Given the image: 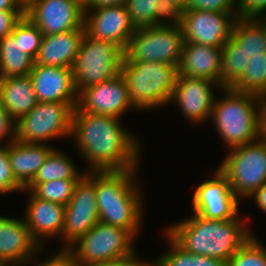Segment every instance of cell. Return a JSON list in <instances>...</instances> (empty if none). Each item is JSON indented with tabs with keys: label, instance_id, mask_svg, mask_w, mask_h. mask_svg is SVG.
<instances>
[{
	"label": "cell",
	"instance_id": "816d5d0a",
	"mask_svg": "<svg viewBox=\"0 0 266 266\" xmlns=\"http://www.w3.org/2000/svg\"><path fill=\"white\" fill-rule=\"evenodd\" d=\"M0 266H13V265L0 261Z\"/></svg>",
	"mask_w": 266,
	"mask_h": 266
},
{
	"label": "cell",
	"instance_id": "30bf717a",
	"mask_svg": "<svg viewBox=\"0 0 266 266\" xmlns=\"http://www.w3.org/2000/svg\"><path fill=\"white\" fill-rule=\"evenodd\" d=\"M237 12L184 10L176 16L184 42L222 47L232 34Z\"/></svg>",
	"mask_w": 266,
	"mask_h": 266
},
{
	"label": "cell",
	"instance_id": "cb8c5ba5",
	"mask_svg": "<svg viewBox=\"0 0 266 266\" xmlns=\"http://www.w3.org/2000/svg\"><path fill=\"white\" fill-rule=\"evenodd\" d=\"M0 102L15 122L28 114L38 103L29 75L1 78Z\"/></svg>",
	"mask_w": 266,
	"mask_h": 266
},
{
	"label": "cell",
	"instance_id": "74e56055",
	"mask_svg": "<svg viewBox=\"0 0 266 266\" xmlns=\"http://www.w3.org/2000/svg\"><path fill=\"white\" fill-rule=\"evenodd\" d=\"M237 17L260 18L266 11V0H237ZM266 14V13H265Z\"/></svg>",
	"mask_w": 266,
	"mask_h": 266
},
{
	"label": "cell",
	"instance_id": "4dcf8cb0",
	"mask_svg": "<svg viewBox=\"0 0 266 266\" xmlns=\"http://www.w3.org/2000/svg\"><path fill=\"white\" fill-rule=\"evenodd\" d=\"M143 206L105 207L99 212V221L129 231L134 237L141 230Z\"/></svg>",
	"mask_w": 266,
	"mask_h": 266
},
{
	"label": "cell",
	"instance_id": "60d3db41",
	"mask_svg": "<svg viewBox=\"0 0 266 266\" xmlns=\"http://www.w3.org/2000/svg\"><path fill=\"white\" fill-rule=\"evenodd\" d=\"M37 266H80L75 257L67 250L60 249L47 260L37 263Z\"/></svg>",
	"mask_w": 266,
	"mask_h": 266
},
{
	"label": "cell",
	"instance_id": "7402d4cb",
	"mask_svg": "<svg viewBox=\"0 0 266 266\" xmlns=\"http://www.w3.org/2000/svg\"><path fill=\"white\" fill-rule=\"evenodd\" d=\"M222 47L184 42L178 75L205 78L220 85Z\"/></svg>",
	"mask_w": 266,
	"mask_h": 266
},
{
	"label": "cell",
	"instance_id": "bcb514c9",
	"mask_svg": "<svg viewBox=\"0 0 266 266\" xmlns=\"http://www.w3.org/2000/svg\"><path fill=\"white\" fill-rule=\"evenodd\" d=\"M164 3L169 8V10L177 16L185 10V5L187 0H164Z\"/></svg>",
	"mask_w": 266,
	"mask_h": 266
},
{
	"label": "cell",
	"instance_id": "f546056e",
	"mask_svg": "<svg viewBox=\"0 0 266 266\" xmlns=\"http://www.w3.org/2000/svg\"><path fill=\"white\" fill-rule=\"evenodd\" d=\"M231 89L266 98V54L252 56Z\"/></svg>",
	"mask_w": 266,
	"mask_h": 266
},
{
	"label": "cell",
	"instance_id": "5b68a950",
	"mask_svg": "<svg viewBox=\"0 0 266 266\" xmlns=\"http://www.w3.org/2000/svg\"><path fill=\"white\" fill-rule=\"evenodd\" d=\"M184 39L178 22L136 29L124 50L123 62H163L178 67Z\"/></svg>",
	"mask_w": 266,
	"mask_h": 266
},
{
	"label": "cell",
	"instance_id": "8fae6325",
	"mask_svg": "<svg viewBox=\"0 0 266 266\" xmlns=\"http://www.w3.org/2000/svg\"><path fill=\"white\" fill-rule=\"evenodd\" d=\"M99 221L94 182L84 173L65 206L61 249H68Z\"/></svg>",
	"mask_w": 266,
	"mask_h": 266
},
{
	"label": "cell",
	"instance_id": "6da1fadb",
	"mask_svg": "<svg viewBox=\"0 0 266 266\" xmlns=\"http://www.w3.org/2000/svg\"><path fill=\"white\" fill-rule=\"evenodd\" d=\"M120 119L86 113L78 106L73 109L70 139L89 163V171L138 169L141 145Z\"/></svg>",
	"mask_w": 266,
	"mask_h": 266
},
{
	"label": "cell",
	"instance_id": "b9f144b4",
	"mask_svg": "<svg viewBox=\"0 0 266 266\" xmlns=\"http://www.w3.org/2000/svg\"><path fill=\"white\" fill-rule=\"evenodd\" d=\"M127 0H90L88 6L83 10H93L111 6H126Z\"/></svg>",
	"mask_w": 266,
	"mask_h": 266
},
{
	"label": "cell",
	"instance_id": "d590c367",
	"mask_svg": "<svg viewBox=\"0 0 266 266\" xmlns=\"http://www.w3.org/2000/svg\"><path fill=\"white\" fill-rule=\"evenodd\" d=\"M24 191V187L16 180L8 160L7 146L0 147V194Z\"/></svg>",
	"mask_w": 266,
	"mask_h": 266
},
{
	"label": "cell",
	"instance_id": "9c48e42d",
	"mask_svg": "<svg viewBox=\"0 0 266 266\" xmlns=\"http://www.w3.org/2000/svg\"><path fill=\"white\" fill-rule=\"evenodd\" d=\"M78 103L38 102L16 122V140L45 144L58 137H71L72 113Z\"/></svg>",
	"mask_w": 266,
	"mask_h": 266
},
{
	"label": "cell",
	"instance_id": "d4e9b609",
	"mask_svg": "<svg viewBox=\"0 0 266 266\" xmlns=\"http://www.w3.org/2000/svg\"><path fill=\"white\" fill-rule=\"evenodd\" d=\"M126 8L135 29L176 20L164 0H127Z\"/></svg>",
	"mask_w": 266,
	"mask_h": 266
},
{
	"label": "cell",
	"instance_id": "ba28073f",
	"mask_svg": "<svg viewBox=\"0 0 266 266\" xmlns=\"http://www.w3.org/2000/svg\"><path fill=\"white\" fill-rule=\"evenodd\" d=\"M134 236L127 230L98 221L67 250L80 266L136 256Z\"/></svg>",
	"mask_w": 266,
	"mask_h": 266
},
{
	"label": "cell",
	"instance_id": "ee69618b",
	"mask_svg": "<svg viewBox=\"0 0 266 266\" xmlns=\"http://www.w3.org/2000/svg\"><path fill=\"white\" fill-rule=\"evenodd\" d=\"M250 197L254 198L257 207L266 213V183L258 188Z\"/></svg>",
	"mask_w": 266,
	"mask_h": 266
},
{
	"label": "cell",
	"instance_id": "277c9868",
	"mask_svg": "<svg viewBox=\"0 0 266 266\" xmlns=\"http://www.w3.org/2000/svg\"><path fill=\"white\" fill-rule=\"evenodd\" d=\"M121 74L128 85L136 110L170 104L178 77V67L163 62H122Z\"/></svg>",
	"mask_w": 266,
	"mask_h": 266
},
{
	"label": "cell",
	"instance_id": "7bdbcfd3",
	"mask_svg": "<svg viewBox=\"0 0 266 266\" xmlns=\"http://www.w3.org/2000/svg\"><path fill=\"white\" fill-rule=\"evenodd\" d=\"M138 262L139 258L137 256H130L89 266H135Z\"/></svg>",
	"mask_w": 266,
	"mask_h": 266
},
{
	"label": "cell",
	"instance_id": "d6986e66",
	"mask_svg": "<svg viewBox=\"0 0 266 266\" xmlns=\"http://www.w3.org/2000/svg\"><path fill=\"white\" fill-rule=\"evenodd\" d=\"M28 75L38 102L78 103L72 69L33 65Z\"/></svg>",
	"mask_w": 266,
	"mask_h": 266
},
{
	"label": "cell",
	"instance_id": "52a82bcc",
	"mask_svg": "<svg viewBox=\"0 0 266 266\" xmlns=\"http://www.w3.org/2000/svg\"><path fill=\"white\" fill-rule=\"evenodd\" d=\"M229 150L218 168L239 200L249 198L266 183V134Z\"/></svg>",
	"mask_w": 266,
	"mask_h": 266
},
{
	"label": "cell",
	"instance_id": "5bb4252c",
	"mask_svg": "<svg viewBox=\"0 0 266 266\" xmlns=\"http://www.w3.org/2000/svg\"><path fill=\"white\" fill-rule=\"evenodd\" d=\"M82 111L120 118L128 109H136L129 98L128 85L120 73L115 78L86 87L78 94ZM130 107V108H129Z\"/></svg>",
	"mask_w": 266,
	"mask_h": 266
},
{
	"label": "cell",
	"instance_id": "e0dca14e",
	"mask_svg": "<svg viewBox=\"0 0 266 266\" xmlns=\"http://www.w3.org/2000/svg\"><path fill=\"white\" fill-rule=\"evenodd\" d=\"M85 35L107 40L123 50L135 32L126 6H111L84 12Z\"/></svg>",
	"mask_w": 266,
	"mask_h": 266
},
{
	"label": "cell",
	"instance_id": "3957f363",
	"mask_svg": "<svg viewBox=\"0 0 266 266\" xmlns=\"http://www.w3.org/2000/svg\"><path fill=\"white\" fill-rule=\"evenodd\" d=\"M224 98L214 101L210 119L229 149L251 143L265 134L266 101L253 94L222 88Z\"/></svg>",
	"mask_w": 266,
	"mask_h": 266
},
{
	"label": "cell",
	"instance_id": "7dc6e473",
	"mask_svg": "<svg viewBox=\"0 0 266 266\" xmlns=\"http://www.w3.org/2000/svg\"><path fill=\"white\" fill-rule=\"evenodd\" d=\"M135 266H162L160 264V262L158 260L155 259V261L153 262H145V261H142L141 259L139 260V262L135 265Z\"/></svg>",
	"mask_w": 266,
	"mask_h": 266
},
{
	"label": "cell",
	"instance_id": "681fc988",
	"mask_svg": "<svg viewBox=\"0 0 266 266\" xmlns=\"http://www.w3.org/2000/svg\"><path fill=\"white\" fill-rule=\"evenodd\" d=\"M35 0H19V2L22 4L24 8H27L32 2Z\"/></svg>",
	"mask_w": 266,
	"mask_h": 266
},
{
	"label": "cell",
	"instance_id": "f6af8a7d",
	"mask_svg": "<svg viewBox=\"0 0 266 266\" xmlns=\"http://www.w3.org/2000/svg\"><path fill=\"white\" fill-rule=\"evenodd\" d=\"M0 11H25L19 0H0Z\"/></svg>",
	"mask_w": 266,
	"mask_h": 266
},
{
	"label": "cell",
	"instance_id": "7c38bea8",
	"mask_svg": "<svg viewBox=\"0 0 266 266\" xmlns=\"http://www.w3.org/2000/svg\"><path fill=\"white\" fill-rule=\"evenodd\" d=\"M137 169L123 171H87L94 182L98 213L105 207L144 206L136 183ZM135 179V180H134Z\"/></svg>",
	"mask_w": 266,
	"mask_h": 266
},
{
	"label": "cell",
	"instance_id": "e575fe53",
	"mask_svg": "<svg viewBox=\"0 0 266 266\" xmlns=\"http://www.w3.org/2000/svg\"><path fill=\"white\" fill-rule=\"evenodd\" d=\"M227 266H266V247L252 235L228 260Z\"/></svg>",
	"mask_w": 266,
	"mask_h": 266
},
{
	"label": "cell",
	"instance_id": "f1b7e54d",
	"mask_svg": "<svg viewBox=\"0 0 266 266\" xmlns=\"http://www.w3.org/2000/svg\"><path fill=\"white\" fill-rule=\"evenodd\" d=\"M249 59L232 37L222 46L221 88H231L241 78Z\"/></svg>",
	"mask_w": 266,
	"mask_h": 266
},
{
	"label": "cell",
	"instance_id": "9a60e30c",
	"mask_svg": "<svg viewBox=\"0 0 266 266\" xmlns=\"http://www.w3.org/2000/svg\"><path fill=\"white\" fill-rule=\"evenodd\" d=\"M25 16L43 35L84 28V11L71 0H35L25 8Z\"/></svg>",
	"mask_w": 266,
	"mask_h": 266
},
{
	"label": "cell",
	"instance_id": "8d00e7d4",
	"mask_svg": "<svg viewBox=\"0 0 266 266\" xmlns=\"http://www.w3.org/2000/svg\"><path fill=\"white\" fill-rule=\"evenodd\" d=\"M237 0H187L185 10L237 12Z\"/></svg>",
	"mask_w": 266,
	"mask_h": 266
},
{
	"label": "cell",
	"instance_id": "484cf974",
	"mask_svg": "<svg viewBox=\"0 0 266 266\" xmlns=\"http://www.w3.org/2000/svg\"><path fill=\"white\" fill-rule=\"evenodd\" d=\"M231 37L249 58L266 54L265 27L257 18L237 17L232 27Z\"/></svg>",
	"mask_w": 266,
	"mask_h": 266
},
{
	"label": "cell",
	"instance_id": "44dd1931",
	"mask_svg": "<svg viewBox=\"0 0 266 266\" xmlns=\"http://www.w3.org/2000/svg\"><path fill=\"white\" fill-rule=\"evenodd\" d=\"M84 36V28L64 33L43 35L40 49L34 59V65L72 69Z\"/></svg>",
	"mask_w": 266,
	"mask_h": 266
},
{
	"label": "cell",
	"instance_id": "7a4b0ae2",
	"mask_svg": "<svg viewBox=\"0 0 266 266\" xmlns=\"http://www.w3.org/2000/svg\"><path fill=\"white\" fill-rule=\"evenodd\" d=\"M246 225L239 215L212 220L193 213L190 218L168 226L165 233L188 253L228 262L253 235Z\"/></svg>",
	"mask_w": 266,
	"mask_h": 266
},
{
	"label": "cell",
	"instance_id": "603a6c76",
	"mask_svg": "<svg viewBox=\"0 0 266 266\" xmlns=\"http://www.w3.org/2000/svg\"><path fill=\"white\" fill-rule=\"evenodd\" d=\"M55 149L48 144L24 143L14 140L7 146L11 170L25 188L35 177L48 155Z\"/></svg>",
	"mask_w": 266,
	"mask_h": 266
},
{
	"label": "cell",
	"instance_id": "2e32d148",
	"mask_svg": "<svg viewBox=\"0 0 266 266\" xmlns=\"http://www.w3.org/2000/svg\"><path fill=\"white\" fill-rule=\"evenodd\" d=\"M214 87L215 90L222 89L219 83L209 79L178 75L170 103L174 101L180 108L181 114L192 123L204 122L211 116L216 98L213 93Z\"/></svg>",
	"mask_w": 266,
	"mask_h": 266
},
{
	"label": "cell",
	"instance_id": "8992f818",
	"mask_svg": "<svg viewBox=\"0 0 266 266\" xmlns=\"http://www.w3.org/2000/svg\"><path fill=\"white\" fill-rule=\"evenodd\" d=\"M124 50L115 43L85 35L72 66L79 94L86 87L115 78L121 73Z\"/></svg>",
	"mask_w": 266,
	"mask_h": 266
},
{
	"label": "cell",
	"instance_id": "1f68e13d",
	"mask_svg": "<svg viewBox=\"0 0 266 266\" xmlns=\"http://www.w3.org/2000/svg\"><path fill=\"white\" fill-rule=\"evenodd\" d=\"M169 250L157 257L162 266H227L221 259L188 253L180 247L167 233Z\"/></svg>",
	"mask_w": 266,
	"mask_h": 266
},
{
	"label": "cell",
	"instance_id": "c3c4849f",
	"mask_svg": "<svg viewBox=\"0 0 266 266\" xmlns=\"http://www.w3.org/2000/svg\"><path fill=\"white\" fill-rule=\"evenodd\" d=\"M76 3L83 10L88 6L90 0H71Z\"/></svg>",
	"mask_w": 266,
	"mask_h": 266
},
{
	"label": "cell",
	"instance_id": "4fadbf2b",
	"mask_svg": "<svg viewBox=\"0 0 266 266\" xmlns=\"http://www.w3.org/2000/svg\"><path fill=\"white\" fill-rule=\"evenodd\" d=\"M191 202L193 213L205 219H233L239 213L240 201L219 168L211 179L198 185Z\"/></svg>",
	"mask_w": 266,
	"mask_h": 266
},
{
	"label": "cell",
	"instance_id": "836d02e7",
	"mask_svg": "<svg viewBox=\"0 0 266 266\" xmlns=\"http://www.w3.org/2000/svg\"><path fill=\"white\" fill-rule=\"evenodd\" d=\"M11 34L15 39H19V44L23 52L34 60L43 38V33L38 26L24 15L14 27Z\"/></svg>",
	"mask_w": 266,
	"mask_h": 266
},
{
	"label": "cell",
	"instance_id": "d6a6232c",
	"mask_svg": "<svg viewBox=\"0 0 266 266\" xmlns=\"http://www.w3.org/2000/svg\"><path fill=\"white\" fill-rule=\"evenodd\" d=\"M79 180H53L29 183L24 191H31L36 197L66 206Z\"/></svg>",
	"mask_w": 266,
	"mask_h": 266
},
{
	"label": "cell",
	"instance_id": "ac0fdd59",
	"mask_svg": "<svg viewBox=\"0 0 266 266\" xmlns=\"http://www.w3.org/2000/svg\"><path fill=\"white\" fill-rule=\"evenodd\" d=\"M41 249L24 219L0 215V261L13 266L27 265L33 263Z\"/></svg>",
	"mask_w": 266,
	"mask_h": 266
},
{
	"label": "cell",
	"instance_id": "f907efd6",
	"mask_svg": "<svg viewBox=\"0 0 266 266\" xmlns=\"http://www.w3.org/2000/svg\"><path fill=\"white\" fill-rule=\"evenodd\" d=\"M263 24H264V27H265V34H266V16L264 17H260L258 18Z\"/></svg>",
	"mask_w": 266,
	"mask_h": 266
},
{
	"label": "cell",
	"instance_id": "f35d334b",
	"mask_svg": "<svg viewBox=\"0 0 266 266\" xmlns=\"http://www.w3.org/2000/svg\"><path fill=\"white\" fill-rule=\"evenodd\" d=\"M11 134V135H10ZM9 139V140H7ZM16 139V122L11 118L7 110L0 102V145L6 140V146L11 144ZM0 147H3V146Z\"/></svg>",
	"mask_w": 266,
	"mask_h": 266
},
{
	"label": "cell",
	"instance_id": "ab89813d",
	"mask_svg": "<svg viewBox=\"0 0 266 266\" xmlns=\"http://www.w3.org/2000/svg\"><path fill=\"white\" fill-rule=\"evenodd\" d=\"M25 11H0V40L12 33Z\"/></svg>",
	"mask_w": 266,
	"mask_h": 266
},
{
	"label": "cell",
	"instance_id": "83f0119b",
	"mask_svg": "<svg viewBox=\"0 0 266 266\" xmlns=\"http://www.w3.org/2000/svg\"><path fill=\"white\" fill-rule=\"evenodd\" d=\"M67 154L54 149L46 158L30 183H41L53 180H79L80 174Z\"/></svg>",
	"mask_w": 266,
	"mask_h": 266
},
{
	"label": "cell",
	"instance_id": "4316f807",
	"mask_svg": "<svg viewBox=\"0 0 266 266\" xmlns=\"http://www.w3.org/2000/svg\"><path fill=\"white\" fill-rule=\"evenodd\" d=\"M33 65L34 60L23 52L19 39L9 34L0 40L1 78L27 76Z\"/></svg>",
	"mask_w": 266,
	"mask_h": 266
},
{
	"label": "cell",
	"instance_id": "ffe728a7",
	"mask_svg": "<svg viewBox=\"0 0 266 266\" xmlns=\"http://www.w3.org/2000/svg\"><path fill=\"white\" fill-rule=\"evenodd\" d=\"M24 220L32 238L44 247L50 237H61L64 225L65 206L36 197L31 191Z\"/></svg>",
	"mask_w": 266,
	"mask_h": 266
}]
</instances>
